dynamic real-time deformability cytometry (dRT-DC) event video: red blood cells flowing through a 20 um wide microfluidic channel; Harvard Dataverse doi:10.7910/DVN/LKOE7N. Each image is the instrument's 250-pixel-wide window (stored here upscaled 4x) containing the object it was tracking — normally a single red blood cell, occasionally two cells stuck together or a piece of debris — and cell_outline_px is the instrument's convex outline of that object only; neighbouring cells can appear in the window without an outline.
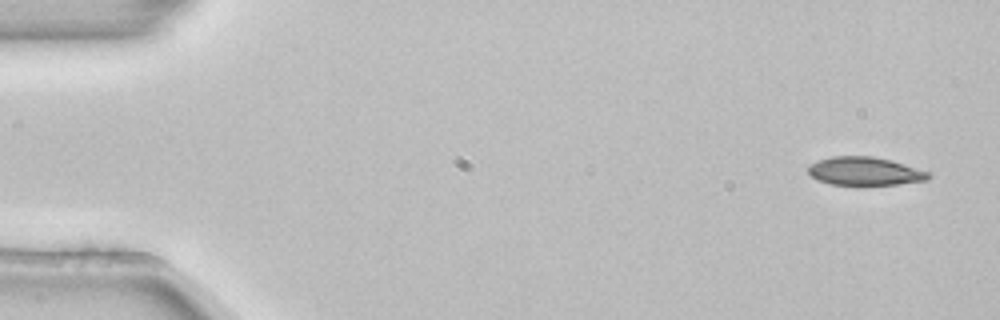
{"species": "common noctule bat (a hibernating species)", "species_latin": "Nyctalus noctula", "temperature_condition": "room temperature", "stored_images_in_passage": 4, "camera_frame_rate_fps": 3000, "um_per_image_px": 0.085, "animal": {"sex": "female", "body_mass_g": 22.7, "forearm_length_mm": 54.2}, "frame": {"image": 1, "passage_image": 1, "time_ms": 0.0, "image_size_px": [1000, 320], "cell_outline_px": [[932, 176], [928, 180], [900, 184], [864, 188], [832, 184], [816, 180], [808, 172], [808, 168], [812, 164], [820, 160], [832, 156], [872, 156], [892, 160], [932, 172]], "centroid_in_image_um": [73.58, 14.6], "position_along_channel_um": 11.4, "area_um2": 20.81}}